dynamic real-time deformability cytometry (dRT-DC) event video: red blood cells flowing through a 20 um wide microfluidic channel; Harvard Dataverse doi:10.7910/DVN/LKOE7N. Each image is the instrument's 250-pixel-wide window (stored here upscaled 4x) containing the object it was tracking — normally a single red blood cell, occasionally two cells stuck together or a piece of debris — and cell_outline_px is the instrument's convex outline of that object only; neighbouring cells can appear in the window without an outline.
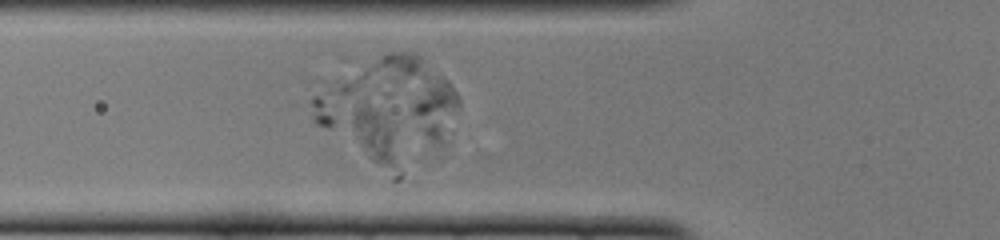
{"species": "common noctule bat (a hibernating species)", "species_latin": "Nyctalus noctula", "temperature_condition": "cold", "stored_images_in_passage": 49, "camera_frame_rate_fps": 3000, "um_per_image_px": 0.085, "animal": {"sex": "female", "body_mass_g": 22.0, "forearm_length_mm": 56.7}, "frame": {"image": 1, "passage_image": 11, "time_ms": 3.333, "image_size_px": [1000, 240], "cell_outline_px": [[460, 108], [452, 132], [444, 144], [436, 144], [420, 128], [412, 112], [412, 108], [436, 76], [440, 76], [448, 80], [456, 92], [460, 100]], "centroid_in_image_um": [37.2, 9.37], "position_along_channel_um": 88.6, "area_um2": 15.49}}
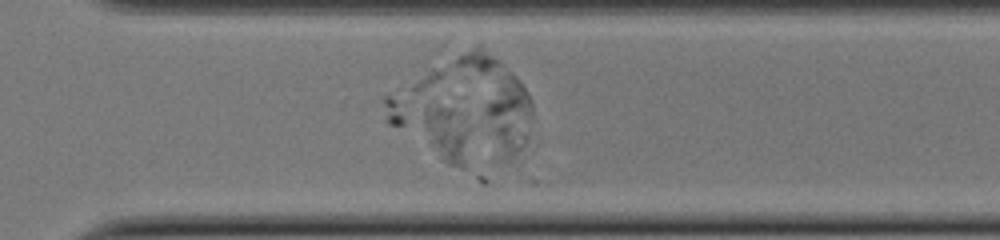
{"frame": {"image": 2, "passage_image": 33, "time_ms": 10.667, "image_size_px": [1000, 240], "cell_outline_px": [[488, 180], [484, 184], [480, 184], [448, 164], [440, 156], [416, 120], [424, 108], [428, 104], [436, 104], [452, 108], [464, 116], [468, 120]], "centroid_in_image_um": [38.51, 11.91], "position_along_channel_um": 332.1, "area_um2": 21.27}}